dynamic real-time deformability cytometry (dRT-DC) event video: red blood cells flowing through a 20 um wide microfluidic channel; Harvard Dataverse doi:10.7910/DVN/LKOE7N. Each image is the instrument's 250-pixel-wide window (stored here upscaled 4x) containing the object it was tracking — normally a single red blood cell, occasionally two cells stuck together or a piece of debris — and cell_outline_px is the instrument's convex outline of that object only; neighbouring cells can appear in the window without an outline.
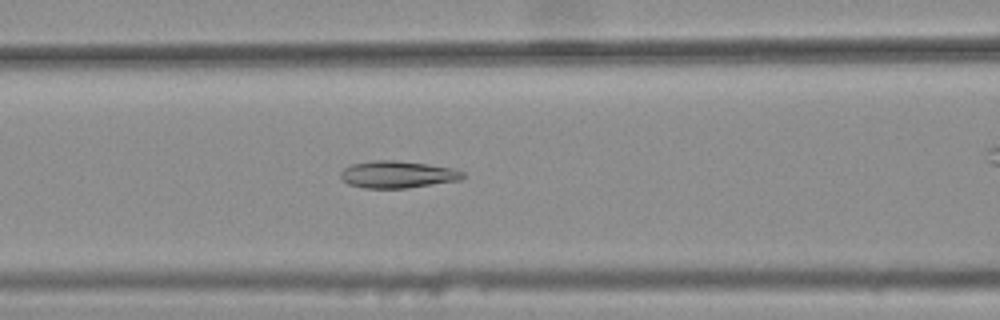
{"species": "common noctule bat (a hibernating species)", "species_latin": "Nyctalus noctula", "temperature_condition": "warm", "stored_images_in_passage": 39, "camera_frame_rate_fps": 3000, "um_per_image_px": 0.085, "animal": {"sex": "female", "body_mass_g": 25.1}, "frame": {"image": 1, "passage_image": 14, "time_ms": 4.333, "image_size_px": [1000, 320], "cell_outline_px": [[464, 176], [460, 180], [408, 188], [364, 188], [348, 184], [340, 176], [340, 172], [344, 168], [352, 164], [372, 160], [396, 160], [428, 164], [452, 168], [464, 172]], "centroid_in_image_um": [33.78, 14.82], "position_along_channel_um": 132.8, "area_um2": 19.31}}
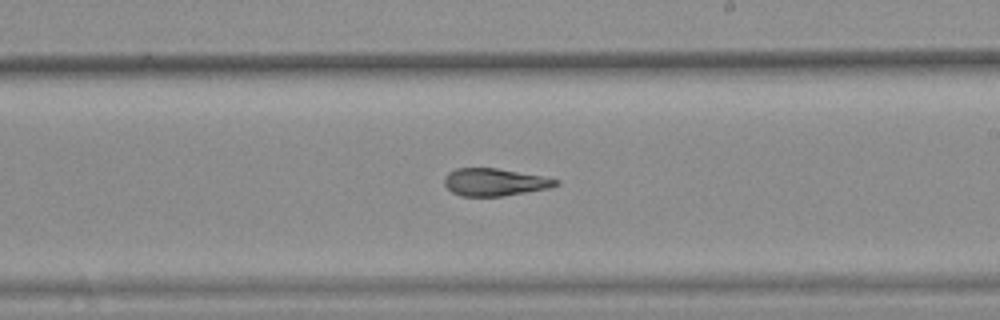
{"frame": {"image": 2, "passage_image": 23, "time_ms": 7.333, "image_size_px": [1000, 320], "cell_outline_px": [[560, 184], [548, 188], [500, 196], [460, 196], [452, 192], [444, 184], [444, 176], [448, 172], [456, 168], [496, 168], [540, 176], [560, 180]], "centroid_in_image_um": [41.99, 15.48], "position_along_channel_um": 247.0, "area_um2": 17.63}}
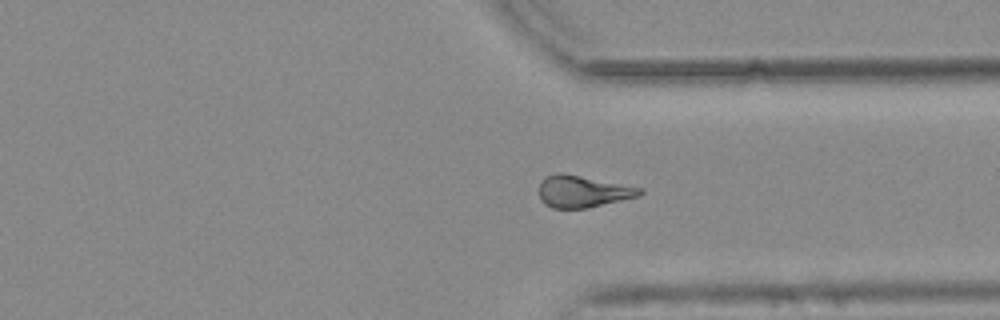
{"frame": {"image": 3, "passage_image": 32, "time_ms": 10.333, "image_size_px": [1000, 320], "cell_outline_px": [[644, 192], [640, 196], [588, 208], [552, 208], [544, 204], [540, 200], [540, 184], [544, 176], [556, 172], [564, 172], [644, 188]], "centroid_in_image_um": [49.55, 16.26], "position_along_channel_um": 361.9, "area_um2": 19.07}, "authors_computed_cell_mechanics": {"area_um2": 18.7272, "velocity_mm_per_s": 3.8112, "shape_relaxation_time_tau1_ms": null, "shape_relaxation_time_tau2_ms": 3.9135, "deformation_change_tau1": null, "deformation_change_tau2": 0.0999}}